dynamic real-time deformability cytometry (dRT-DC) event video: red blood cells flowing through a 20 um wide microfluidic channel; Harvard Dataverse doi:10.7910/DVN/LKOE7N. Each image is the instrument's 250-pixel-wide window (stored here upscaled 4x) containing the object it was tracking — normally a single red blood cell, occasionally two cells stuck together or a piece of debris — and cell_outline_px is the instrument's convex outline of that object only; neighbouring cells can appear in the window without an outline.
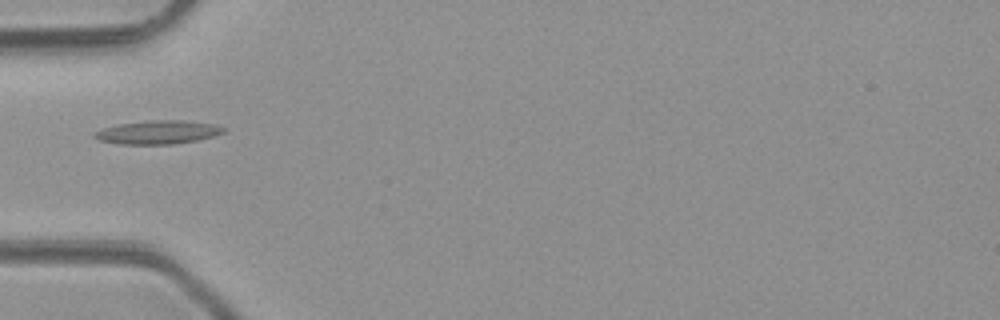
{"species": "common noctule bat (a hibernating species)", "species_latin": "Nyctalus noctula", "temperature_condition": "room temperature", "stored_images_in_passage": 3, "camera_frame_rate_fps": 3000, "um_per_image_px": 0.085, "animal": {"sex": "male", "body_mass_g": 23.1, "forearm_length_mm": 52.7}, "frame": {"image": 1, "passage_image": 2, "time_ms": 1.333, "image_size_px": [1000, 320], "cell_outline_px": [[224, 132], [212, 136], [196, 140], [172, 144], [120, 144], [100, 140], [92, 136], [96, 132], [104, 128], [120, 124], [148, 120], [180, 120], [212, 124], [224, 128]], "centroid_in_image_um": [13.4, 11.24], "position_along_channel_um": 71.6, "area_um2": 17.28}}
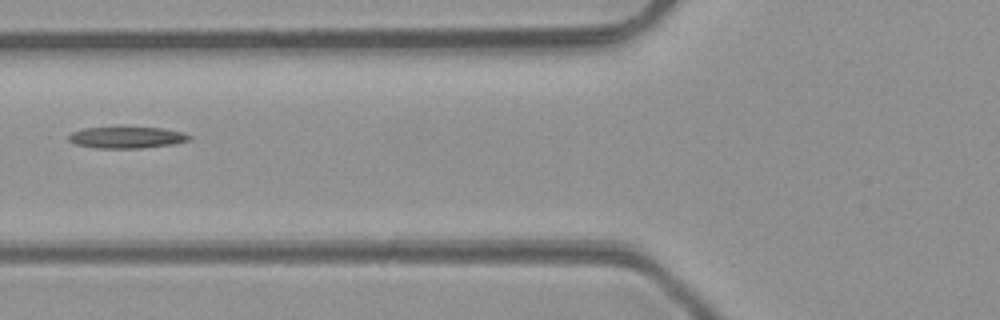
{"frame": {"image": 2, "passage_image": 3, "time_ms": 2.333, "image_size_px": [1000, 320], "cell_outline_px": [[192, 136], [188, 140], [172, 144], [140, 148], [96, 148], [76, 144], [68, 140], [68, 136], [72, 132], [84, 128], [160, 128], [184, 132]], "centroid_in_image_um": [10.76, 11.69], "position_along_channel_um": 115.0, "area_um2": 14.8}}